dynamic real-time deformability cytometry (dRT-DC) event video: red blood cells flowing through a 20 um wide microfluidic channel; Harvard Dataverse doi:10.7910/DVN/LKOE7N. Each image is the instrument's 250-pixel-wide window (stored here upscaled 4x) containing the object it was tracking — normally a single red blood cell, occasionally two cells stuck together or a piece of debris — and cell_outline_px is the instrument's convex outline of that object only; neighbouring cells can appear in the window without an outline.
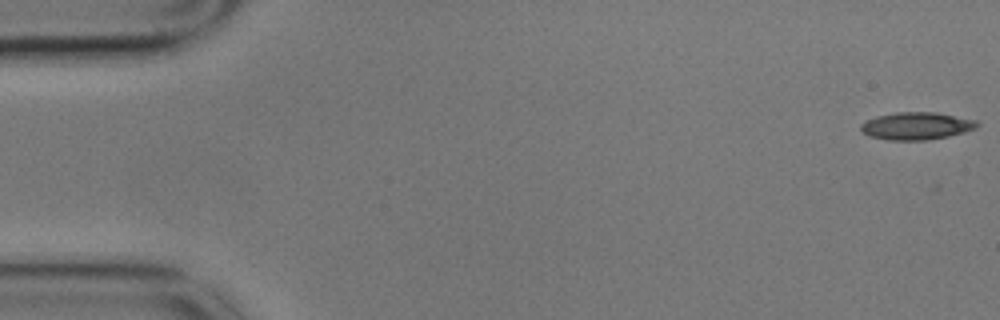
{"species": "common noctule bat (a hibernating species)", "species_latin": "Nyctalus noctula", "temperature_condition": "cold", "stored_images_in_passage": 50, "camera_frame_rate_fps": 3000, "um_per_image_px": 0.085, "animal": {"sex": "male", "body_mass_g": 17.9}, "frame": {"image": 1, "passage_image": 1, "time_ms": 0.0, "image_size_px": [1000, 320], "cell_outline_px": [[980, 124], [976, 128], [964, 132], [948, 136], [928, 140], [888, 140], [872, 136], [864, 132], [860, 128], [860, 124], [876, 116], [896, 112], [936, 112], [976, 120]], "centroid_in_image_um": [77.92, 10.7], "position_along_channel_um": 7.1, "area_um2": 18.5}}
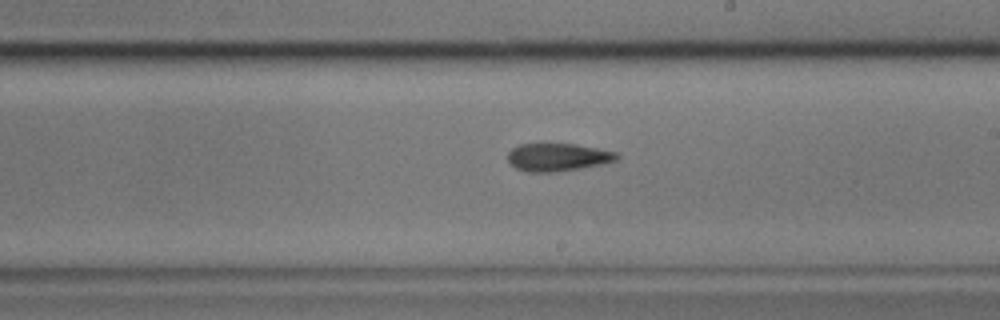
{"frame": {"image": 2, "passage_image": 32, "time_ms": 10.333, "image_size_px": [1000, 320], "cell_outline_px": [[620, 156], [616, 160], [600, 164], [580, 168], [556, 172], [528, 172], [516, 168], [508, 160], [508, 152], [512, 148], [520, 144], [576, 144], [616, 152]], "centroid_in_image_um": [47.39, 13.36], "position_along_channel_um": 241.6, "area_um2": 17.51}}
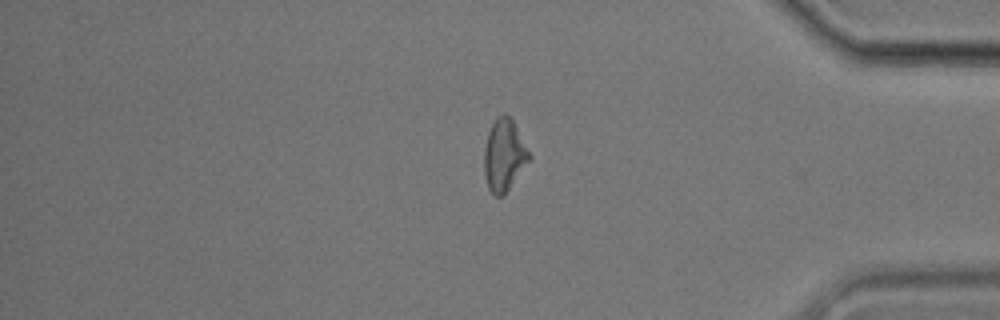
{"frame": {"image": 3, "passage_image": 47, "time_ms": 15.333, "image_size_px": [1000, 320], "cell_outline_px": [[532, 156], [508, 188], [500, 196], [496, 196], [488, 188], [484, 176], [484, 148], [488, 132], [496, 116], [504, 112], [512, 120]], "centroid_in_image_um": [42.82, 13.15], "position_along_channel_um": 392.4, "area_um2": 18.5}, "authors_computed_cell_mechanics": {"area_um2": 18.5538, "velocity_mm_per_s": 3.5464, "shape_relaxation_time_tau1_ms": 5.0439, "shape_relaxation_time_tau2_ms": 11.0478, "deformation_change_tau1": 0.1255, "deformation_change_tau2": 0.2265}}